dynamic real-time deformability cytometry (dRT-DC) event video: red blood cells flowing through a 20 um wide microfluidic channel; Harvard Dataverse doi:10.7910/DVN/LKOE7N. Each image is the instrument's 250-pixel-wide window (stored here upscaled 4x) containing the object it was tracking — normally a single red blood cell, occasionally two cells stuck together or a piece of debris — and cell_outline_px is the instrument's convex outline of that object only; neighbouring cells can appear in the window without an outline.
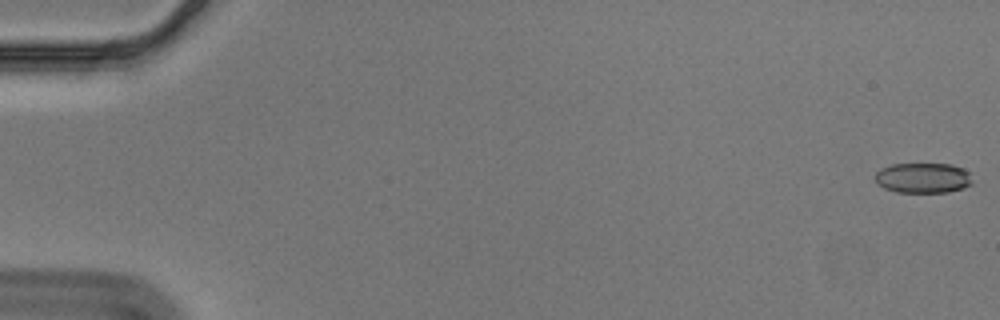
{"species": "Egyptian fruit bat (a non-hibernating species)", "species_latin": "Rousettus aegyptiacus", "temperature_condition": "cold", "stored_images_in_passage": 40, "camera_frame_rate_fps": 3000, "um_per_image_px": 0.085, "animal": {"sex": "male"}, "frame": {"image": 1, "passage_image": 1, "time_ms": 0.0, "image_size_px": [1000, 320], "cell_outline_px": [[972, 184], [964, 188], [948, 192], [896, 192], [884, 188], [876, 184], [876, 172], [880, 168], [892, 164], [952, 164], [964, 168], [968, 172], [972, 180]], "centroid_in_image_um": [78.46, 15.12], "position_along_channel_um": 6.5, "area_um2": 17.28}}
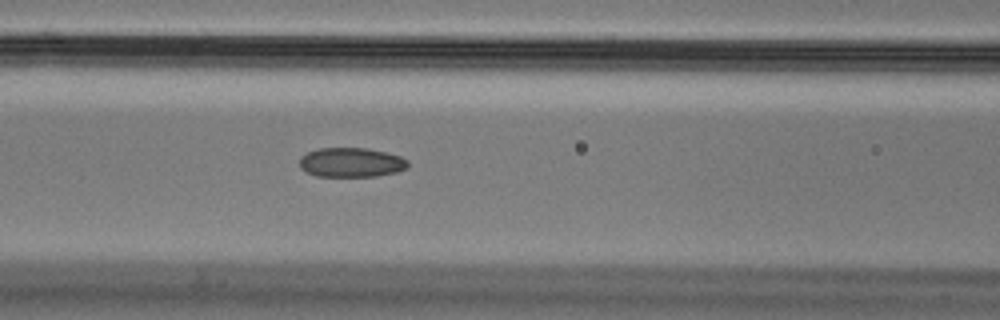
{"frame": {"image": 2, "passage_image": 25, "time_ms": 8.0, "image_size_px": [1000, 320], "cell_outline_px": [[408, 168], [396, 172], [376, 176], [316, 176], [304, 172], [300, 168], [300, 156], [308, 152], [320, 148], [368, 148], [400, 156], [408, 160]], "centroid_in_image_um": [29.84, 13.81], "position_along_channel_um": 136.8, "area_um2": 18.67}}
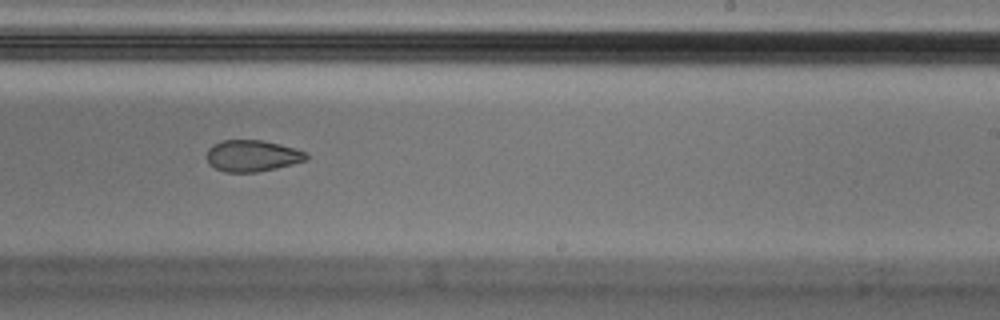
{"frame": {"image": 3, "passage_image": 36, "time_ms": 11.667, "image_size_px": [1000, 320], "cell_outline_px": [[308, 160], [276, 168], [256, 172], [224, 172], [208, 164], [208, 148], [212, 144], [220, 140], [264, 140], [280, 144], [308, 152]], "centroid_in_image_um": [21.45, 13.23], "position_along_channel_um": 267.5, "area_um2": 18.38}}